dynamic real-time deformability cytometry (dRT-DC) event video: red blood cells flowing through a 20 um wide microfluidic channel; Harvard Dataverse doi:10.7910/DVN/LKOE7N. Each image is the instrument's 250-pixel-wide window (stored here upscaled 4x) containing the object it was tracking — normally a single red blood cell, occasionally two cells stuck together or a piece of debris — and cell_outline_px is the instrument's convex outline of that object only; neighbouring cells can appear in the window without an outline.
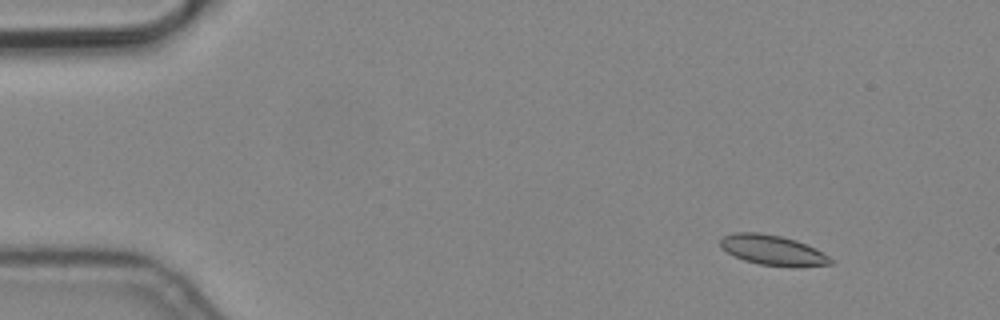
{"species": "common noctule bat (a hibernating species)", "species_latin": "Nyctalus noctula", "temperature_condition": "cold", "stored_images_in_passage": 5, "camera_frame_rate_fps": 3000, "um_per_image_px": 0.085, "animal": {"sex": "male", "body_mass_g": 19.2, "forearm_length_mm": 51.8}, "frame": {"image": 1, "passage_image": 2, "time_ms": 0.333, "image_size_px": [1000, 320], "cell_outline_px": [[832, 264], [796, 268], [792, 268], [760, 264], [744, 260], [720, 248], [720, 240], [724, 236], [732, 232], [760, 232], [780, 236], [796, 240], [816, 248], [828, 256], [832, 260]], "centroid_in_image_um": [65.7, 21.27], "position_along_channel_um": 19.3, "area_um2": 19.54}}
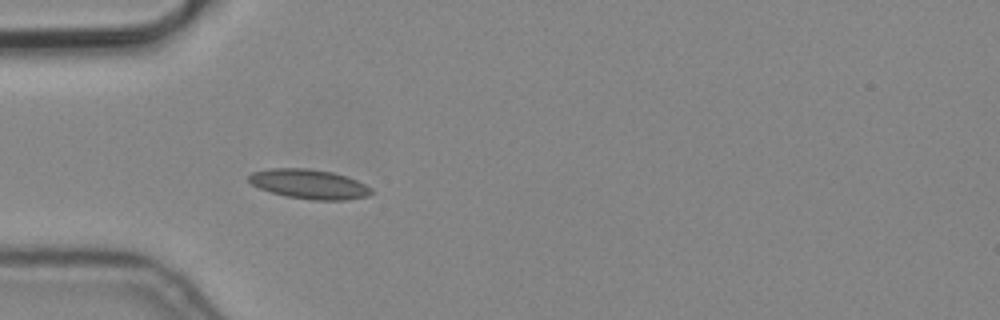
{"frame": {"image": 2, "passage_image": 5, "time_ms": 1.333, "image_size_px": [1000, 320], "cell_outline_px": [[372, 192], [368, 196], [348, 200], [312, 200], [288, 196], [272, 192], [260, 188], [252, 184], [248, 180], [248, 176], [252, 172], [272, 168], [308, 168], [332, 172], [356, 180], [372, 188]], "centroid_in_image_um": [26.28, 15.65], "position_along_channel_um": 58.7, "area_um2": 20.92}}